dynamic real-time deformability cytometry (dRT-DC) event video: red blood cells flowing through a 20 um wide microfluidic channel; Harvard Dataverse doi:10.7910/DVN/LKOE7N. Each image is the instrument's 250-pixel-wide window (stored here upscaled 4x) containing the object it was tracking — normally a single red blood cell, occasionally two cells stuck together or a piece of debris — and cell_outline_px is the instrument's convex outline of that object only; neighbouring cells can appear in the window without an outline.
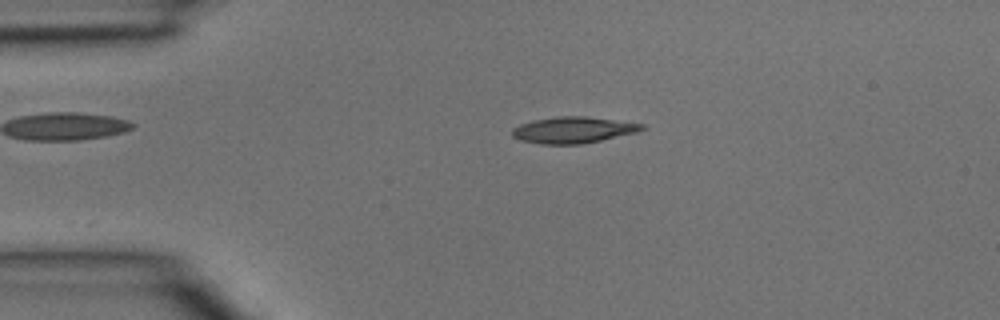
{"species": "common noctule bat (a hibernating species)", "species_latin": "Nyctalus noctula", "temperature_condition": "room temperature", "stored_images_in_passage": 2, "camera_frame_rate_fps": 3000, "um_per_image_px": 0.085, "animal": {"sex": "male", "body_mass_g": 15.6}, "frame": {"image": 1, "passage_image": 1, "time_ms": 0.0, "image_size_px": [1000, 320], "cell_outline_px": [[648, 128], [636, 132], [600, 140], [580, 144], [540, 144], [520, 140], [512, 136], [512, 128], [520, 124], [536, 120], [556, 116], [584, 116], [644, 124]], "centroid_in_image_um": [48.71, 11.05], "position_along_channel_um": 36.3, "area_um2": 19.71}}